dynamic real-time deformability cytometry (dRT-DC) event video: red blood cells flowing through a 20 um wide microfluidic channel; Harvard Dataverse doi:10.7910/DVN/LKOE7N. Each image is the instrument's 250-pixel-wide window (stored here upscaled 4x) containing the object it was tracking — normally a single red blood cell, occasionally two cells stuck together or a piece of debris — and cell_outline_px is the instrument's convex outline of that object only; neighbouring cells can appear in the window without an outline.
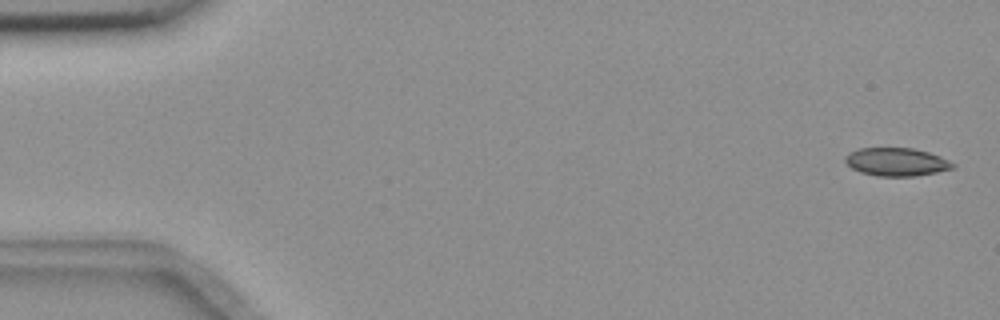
{"species": "common noctule bat (a hibernating species)", "species_latin": "Nyctalus noctula", "temperature_condition": "room temperature", "stored_images_in_passage": 56, "camera_frame_rate_fps": 3000, "um_per_image_px": 0.085, "animal": {"sex": "female", "body_mass_g": 18.4}, "frame": {"image": 1, "passage_image": 2, "time_ms": 0.333, "image_size_px": [1000, 320], "cell_outline_px": [[956, 164], [952, 168], [936, 172], [912, 176], [876, 176], [860, 172], [852, 168], [844, 160], [844, 156], [848, 152], [860, 148], [912, 148], [928, 152], [940, 156]], "centroid_in_image_um": [76.16, 13.75], "position_along_channel_um": 8.8, "area_um2": 17.57}}
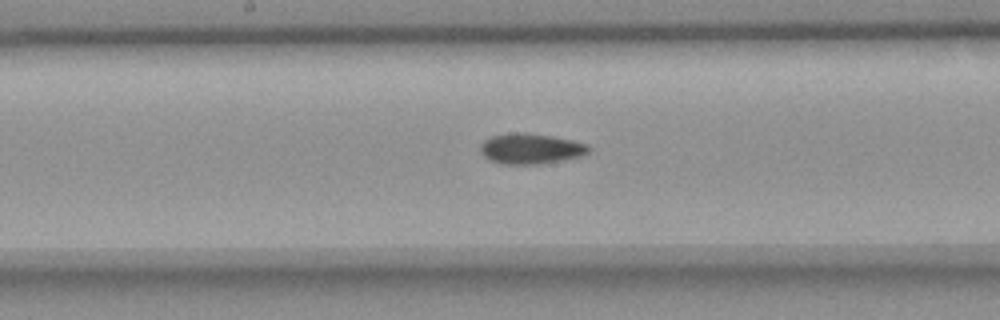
{"frame": {"image": 2, "passage_image": 29, "time_ms": 9.333, "image_size_px": [1000, 320], "cell_outline_px": [[592, 148], [588, 152], [580, 156], [564, 160], [540, 164], [500, 164], [488, 160], [480, 152], [480, 144], [484, 140], [492, 136], [512, 132], [528, 132], [552, 136], [572, 140], [588, 144]], "centroid_in_image_um": [45.1, 12.63], "position_along_channel_um": 203.1, "area_um2": 19.54}}
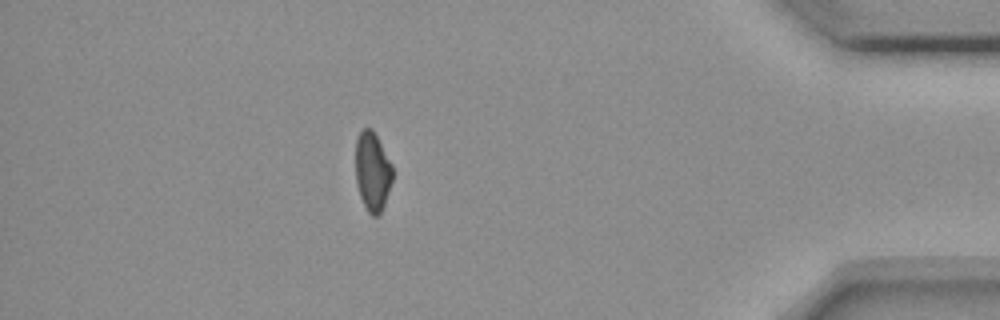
{"frame": {"image": 3, "passage_image": 49, "time_ms": 16.0, "image_size_px": [1000, 320], "cell_outline_px": [[392, 180], [384, 204], [380, 212], [376, 216], [372, 216], [368, 212], [360, 196], [356, 184], [356, 140], [360, 132], [364, 128], [372, 128], [392, 164]], "centroid_in_image_um": [31.65, 14.56], "position_along_channel_um": 403.5, "area_um2": 16.82}, "authors_computed_cell_mechanics": {"area_um2": 18.3804, "velocity_mm_per_s": 3.6826, "shape_relaxation_time_tau1_ms": null, "shape_relaxation_time_tau2_ms": 8.4172, "deformation_change_tau1": null, "deformation_change_tau2": 0.1069}}